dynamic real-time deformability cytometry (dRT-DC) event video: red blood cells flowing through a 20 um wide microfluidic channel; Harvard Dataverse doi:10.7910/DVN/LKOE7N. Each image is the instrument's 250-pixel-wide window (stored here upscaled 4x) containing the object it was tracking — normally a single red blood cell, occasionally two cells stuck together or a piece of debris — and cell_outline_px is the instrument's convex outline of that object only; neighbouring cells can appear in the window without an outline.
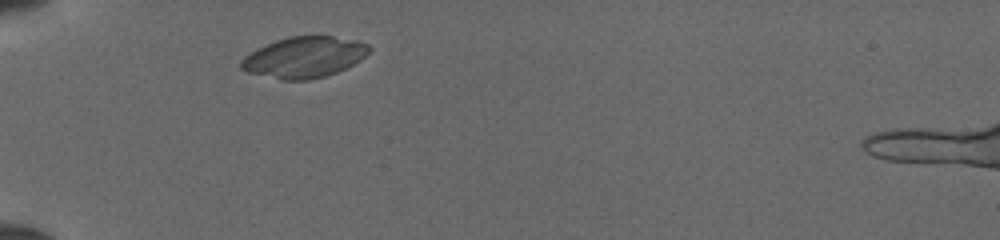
{"species": "common noctule bat (a hibernating species)", "species_latin": "Nyctalus noctula", "temperature_condition": "cold", "stored_images_in_passage": 29, "camera_frame_rate_fps": 3000, "um_per_image_px": 0.085, "animal": {"sex": "female", "body_mass_g": 19.5, "forearm_length_mm": 54.1}, "frame": {"image": 1, "passage_image": 2, "time_ms": 0.333, "image_size_px": [1000, 240], "cell_outline_px": [[372, 48], [360, 60], [336, 72], [324, 76], [308, 80], [284, 80], [248, 72], [240, 68], [240, 60], [244, 56], [256, 48], [276, 40], [288, 36], [332, 36], [356, 40], [368, 44]], "centroid_in_image_um": [25.83, 4.85], "position_along_channel_um": 59.2, "area_um2": 30.4}}
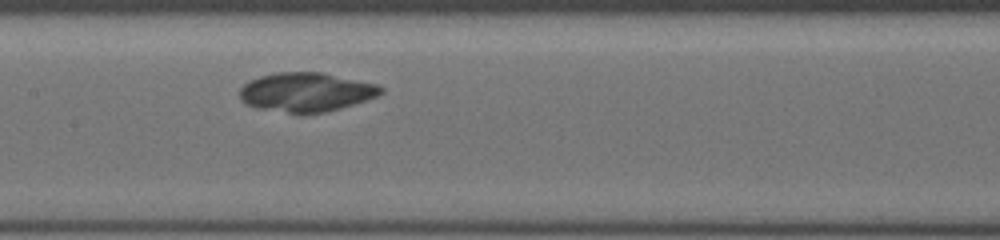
{"frame": {"image": 2, "passage_image": 12, "time_ms": 3.667, "image_size_px": [1000, 240], "cell_outline_px": [[384, 92], [376, 96], [340, 108], [324, 112], [288, 112], [256, 108], [240, 100], [240, 88], [248, 80], [260, 76], [276, 72], [324, 72], [376, 84], [384, 88]], "centroid_in_image_um": [26.0, 7.8], "position_along_channel_um": 181.4, "area_um2": 31.85}}
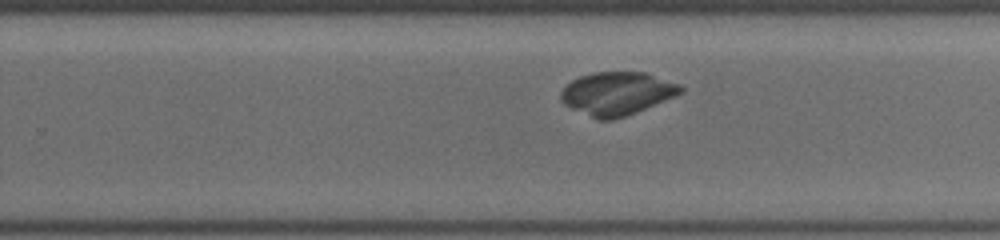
{"frame": {"image": 3, "passage_image": 19, "time_ms": 6.0, "image_size_px": [1000, 240], "cell_outline_px": [[684, 92], [676, 96], [636, 112], [612, 120], [600, 120], [572, 108], [564, 104], [560, 100], [560, 92], [572, 80], [580, 76], [592, 72], [644, 72], [680, 84], [684, 88]], "centroid_in_image_um": [52.46, 7.94], "position_along_channel_um": 277.3, "area_um2": 29.94}}